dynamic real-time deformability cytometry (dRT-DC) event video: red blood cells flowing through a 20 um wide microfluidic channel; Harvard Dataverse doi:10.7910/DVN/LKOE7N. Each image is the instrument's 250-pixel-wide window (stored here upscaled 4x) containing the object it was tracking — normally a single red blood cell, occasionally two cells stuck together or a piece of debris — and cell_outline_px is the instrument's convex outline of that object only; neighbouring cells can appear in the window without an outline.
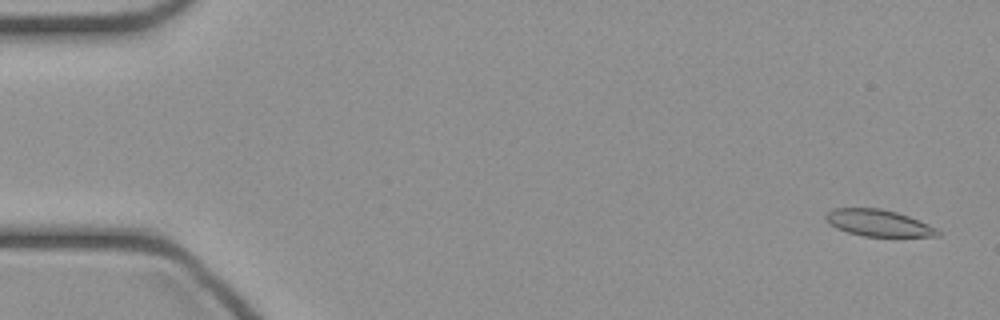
{"species": "common noctule bat (a hibernating species)", "species_latin": "Nyctalus noctula", "temperature_condition": "cold", "stored_images_in_passage": 11, "camera_frame_rate_fps": 3000, "um_per_image_px": 0.085, "animal": {"sex": "female", "body_mass_g": 21.9}, "frame": {"image": 1, "passage_image": 2, "time_ms": 0.333, "image_size_px": [1000, 320], "cell_outline_px": [[940, 236], [864, 236], [848, 232], [836, 228], [824, 216], [832, 208], [880, 208], [896, 212], [908, 216], [928, 224], [936, 228], [940, 232]], "centroid_in_image_um": [74.67, 18.95], "position_along_channel_um": 10.3, "area_um2": 17.11}}